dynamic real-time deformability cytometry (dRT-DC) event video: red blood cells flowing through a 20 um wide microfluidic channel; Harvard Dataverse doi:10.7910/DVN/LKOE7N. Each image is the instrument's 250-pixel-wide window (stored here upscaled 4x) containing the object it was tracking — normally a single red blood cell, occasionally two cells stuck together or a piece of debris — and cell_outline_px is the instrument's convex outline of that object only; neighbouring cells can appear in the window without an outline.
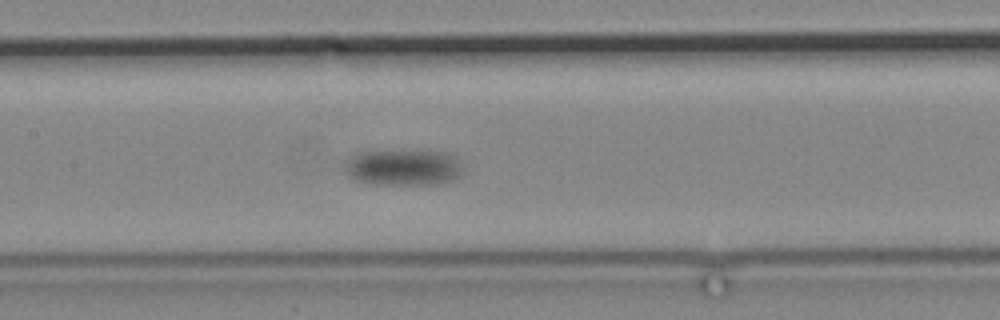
{"species": "common noctule bat (a hibernating species)", "species_latin": "Nyctalus noctula", "temperature_condition": "cold", "stored_images_in_passage": 16, "camera_frame_rate_fps": 3000, "um_per_image_px": 0.085, "animal": {"sex": "male", "body_mass_g": 19.2, "forearm_length_mm": 51.8}, "frame": {"image": 1, "passage_image": 16, "time_ms": 18.333, "image_size_px": [1000, 320], "cell_outline_px": [[460, 176], [452, 180], [436, 184], [380, 184], [352, 180], [344, 172], [340, 164], [344, 160], [360, 152], [448, 152], [456, 156], [460, 164]], "centroid_in_image_um": [34.2, 14.25], "position_along_channel_um": 173.2, "area_um2": 24.74}}